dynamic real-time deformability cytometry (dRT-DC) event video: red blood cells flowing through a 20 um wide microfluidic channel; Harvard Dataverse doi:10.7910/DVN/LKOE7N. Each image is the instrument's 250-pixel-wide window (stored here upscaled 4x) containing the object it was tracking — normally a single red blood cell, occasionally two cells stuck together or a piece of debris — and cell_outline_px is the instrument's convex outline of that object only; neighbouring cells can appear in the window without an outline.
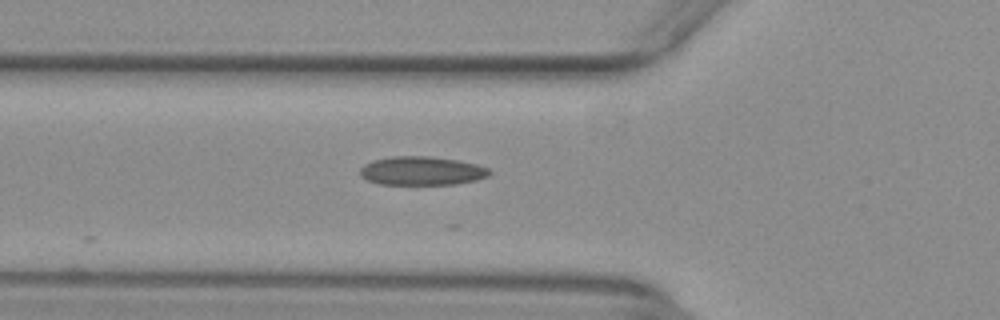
{"species": "common noctule bat (a hibernating species)", "species_latin": "Nyctalus noctula", "temperature_condition": "warm", "stored_images_in_passage": 9, "camera_frame_rate_fps": 3000, "um_per_image_px": 0.085, "animal": {"sex": "female", "body_mass_g": 29.2, "forearm_length_mm": 56.3}, "frame": {"image": 1, "passage_image": 4, "time_ms": 1.0, "image_size_px": [1000, 320], "cell_outline_px": [[492, 172], [488, 176], [476, 180], [456, 184], [416, 188], [380, 184], [368, 180], [360, 176], [360, 168], [364, 164], [372, 160], [392, 156], [432, 156], [456, 160], [476, 164], [488, 168]], "centroid_in_image_um": [35.82, 14.57], "position_along_channel_um": 90.0, "area_um2": 22.77}}
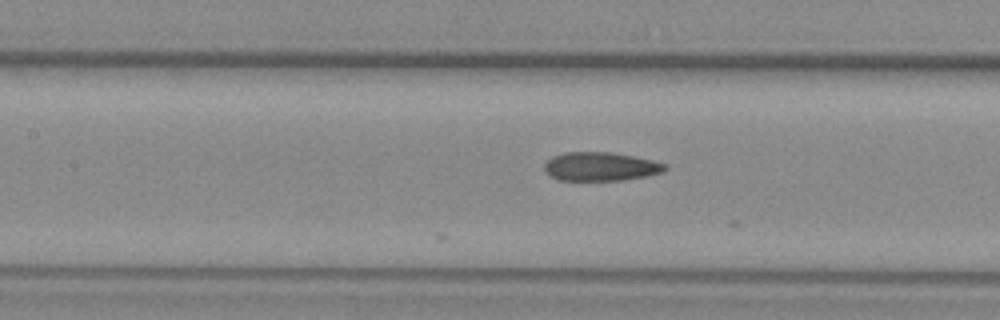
{"frame": {"image": 2, "passage_image": 9, "time_ms": 2.667, "image_size_px": [1000, 320], "cell_outline_px": [[668, 168], [664, 172], [648, 176], [624, 180], [560, 180], [548, 176], [544, 168], [544, 164], [552, 156], [564, 152], [612, 152], [652, 160], [664, 164]], "centroid_in_image_um": [51.04, 14.16], "position_along_channel_um": 156.4, "area_um2": 20.29}}